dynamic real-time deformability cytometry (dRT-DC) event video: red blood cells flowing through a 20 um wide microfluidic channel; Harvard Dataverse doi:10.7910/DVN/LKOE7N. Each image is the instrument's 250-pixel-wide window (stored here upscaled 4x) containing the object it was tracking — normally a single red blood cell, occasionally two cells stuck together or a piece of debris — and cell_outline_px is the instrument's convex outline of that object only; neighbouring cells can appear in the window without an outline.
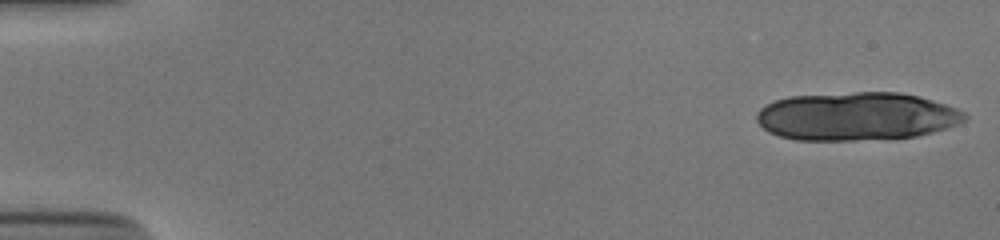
{"species": "human", "species_latin": "Homo sapiens", "temperature_condition": "cold", "stored_images_in_passage": 16, "camera_frame_rate_fps": 3000, "um_per_image_px": 0.085, "donor": {"sex": "male"}, "frame": {"image": 1, "passage_image": 1, "time_ms": 0.0, "image_size_px": [1000, 240], "cell_outline_px": [[968, 116], [960, 124], [948, 128], [916, 136], [856, 140], [796, 140], [780, 136], [768, 132], [756, 120], [756, 112], [760, 108], [776, 100], [788, 96], [856, 92], [900, 92], [920, 96], [956, 108], [964, 112]], "centroid_in_image_um": [72.81, 9.88], "position_along_channel_um": 12.2, "area_um2": 58.49}}